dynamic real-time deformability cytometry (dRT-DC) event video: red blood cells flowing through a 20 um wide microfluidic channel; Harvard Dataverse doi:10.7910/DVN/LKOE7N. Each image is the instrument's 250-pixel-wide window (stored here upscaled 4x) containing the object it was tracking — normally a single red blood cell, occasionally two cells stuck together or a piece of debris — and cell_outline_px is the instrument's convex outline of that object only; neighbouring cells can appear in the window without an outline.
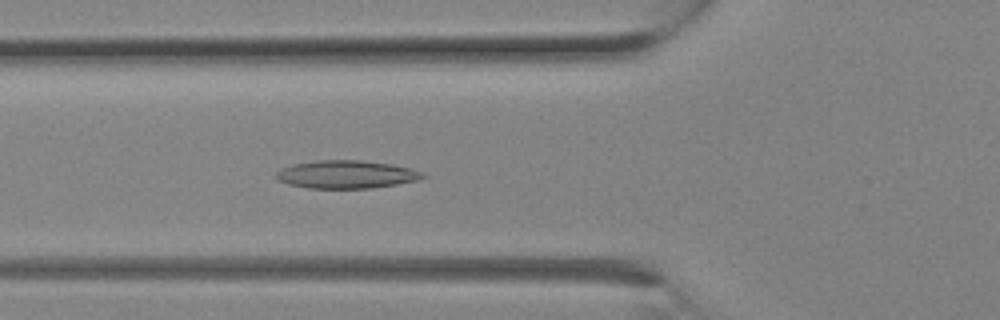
{"species": "Egyptian fruit bat (a non-hibernating species)", "species_latin": "Rousettus aegyptiacus", "temperature_condition": "room temperature", "stored_images_in_passage": 8, "camera_frame_rate_fps": 3000, "um_per_image_px": 0.085, "animal": {"sex": "female"}, "frame": {"image": 1, "passage_image": 8, "time_ms": 2.333, "image_size_px": [1000, 320], "cell_outline_px": [[428, 176], [420, 180], [372, 188], [308, 188], [288, 184], [276, 180], [272, 176], [280, 168], [292, 164], [316, 160], [360, 160], [392, 164], [424, 172]], "centroid_in_image_um": [29.4, 14.82], "position_along_channel_um": 96.4, "area_um2": 24.22}}